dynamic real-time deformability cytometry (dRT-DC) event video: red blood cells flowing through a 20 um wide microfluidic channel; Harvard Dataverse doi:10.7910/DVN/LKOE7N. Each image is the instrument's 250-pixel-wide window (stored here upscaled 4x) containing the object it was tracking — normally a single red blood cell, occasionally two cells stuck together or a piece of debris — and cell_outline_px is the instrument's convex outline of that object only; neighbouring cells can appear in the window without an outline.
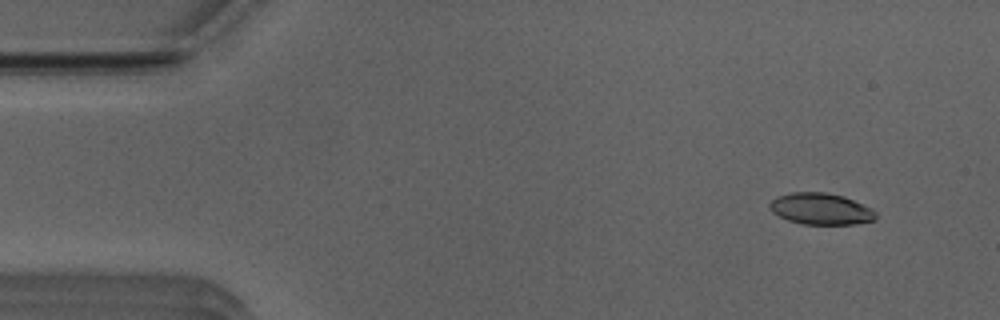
{"species": "Egyptian fruit bat (a non-hibernating species)", "species_latin": "Rousettus aegyptiacus", "temperature_condition": "room temperature", "stored_images_in_passage": 51, "camera_frame_rate_fps": 3000, "um_per_image_px": 0.085, "animal": {"sex": "male"}, "frame": {"image": 1, "passage_image": 4, "time_ms": 1.0, "image_size_px": [1000, 320], "cell_outline_px": [[876, 216], [872, 220], [852, 224], [804, 224], [788, 220], [772, 212], [768, 208], [768, 204], [776, 196], [792, 192], [828, 192], [844, 196], [872, 208], [876, 212]], "centroid_in_image_um": [69.74, 17.73], "position_along_channel_um": 15.3, "area_um2": 19.48}}
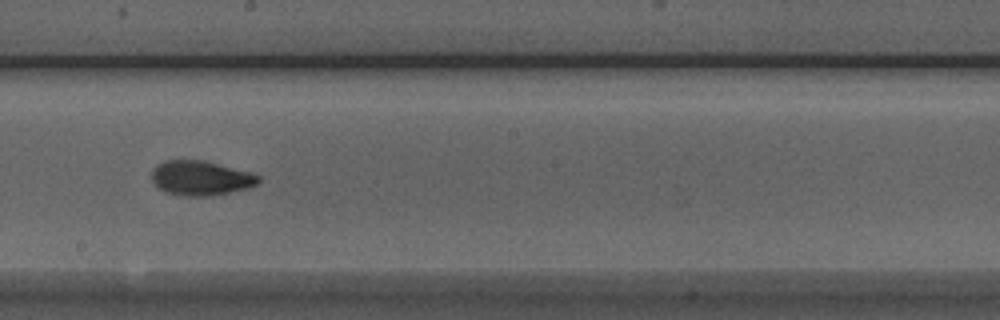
{"frame": {"image": 2, "passage_image": 28, "time_ms": 9.0, "image_size_px": [1000, 320], "cell_outline_px": [[260, 180], [256, 184], [248, 188], [208, 196], [188, 196], [168, 192], [160, 188], [152, 180], [152, 168], [156, 164], [164, 160], [204, 160], [252, 172], [260, 176]], "centroid_in_image_um": [17.07, 15.11], "position_along_channel_um": 231.1, "area_um2": 21.44}}
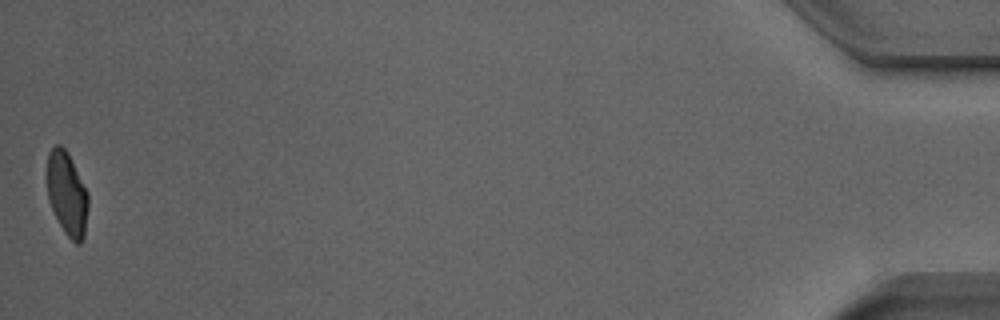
{"frame": {"image": 3, "passage_image": 51, "time_ms": 16.667, "image_size_px": [1000, 320], "cell_outline_px": [[88, 208], [84, 236], [80, 244], [76, 244], [64, 232], [48, 200], [48, 152], [56, 144], [60, 144], [68, 152], [88, 192]], "centroid_in_image_um": [5.72, 16.46], "position_along_channel_um": 429.5, "area_um2": 19.88}, "authors_computed_cell_mechanics": {"area_um2": 20.6924, "velocity_mm_per_s": 3.9404, "shape_relaxation_time_tau1_ms": 3.6574, "shape_relaxation_time_tau2_ms": 1.8487, "deformation_change_tau1": 0.1378, "deformation_change_tau2": 0.0767}}